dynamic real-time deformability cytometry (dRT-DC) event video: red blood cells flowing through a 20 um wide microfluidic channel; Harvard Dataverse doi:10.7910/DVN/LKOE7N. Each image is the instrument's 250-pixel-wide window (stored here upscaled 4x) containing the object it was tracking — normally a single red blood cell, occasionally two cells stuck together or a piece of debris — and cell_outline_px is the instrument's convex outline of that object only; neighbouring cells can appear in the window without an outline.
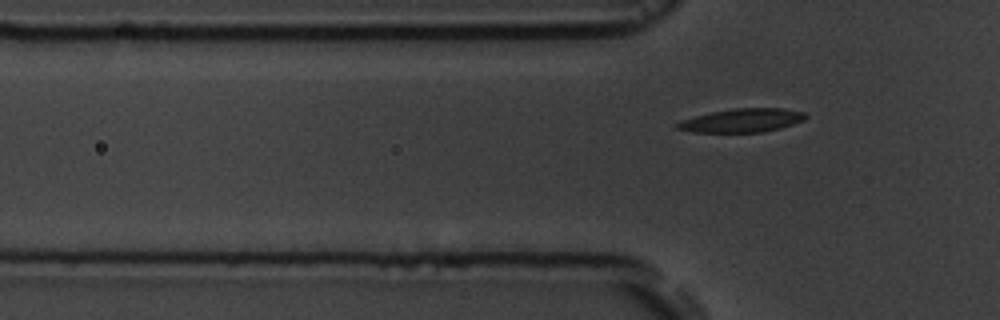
{"species": "common noctule bat (a hibernating species)", "species_latin": "Nyctalus noctula", "temperature_condition": "room temperature", "stored_images_in_passage": 7, "segment_of_instrument_passage": [2, 2], "camera_frame_rate_fps": 3000, "um_per_image_px": 0.085, "animal": {"sex": "male", "body_mass_g": 19.5, "forearm_length_mm": 54.6}, "frame": {"image": 1, "passage_image": 7, "time_ms": 7.667, "image_size_px": [1000, 320], "cell_outline_px": [[808, 116], [804, 120], [780, 128], [764, 132], [696, 132], [676, 128], [676, 124], [680, 120], [712, 112], [736, 108], [784, 108], [804, 112]], "centroid_in_image_um": [63.11, 10.23], "position_along_channel_um": 62.7, "area_um2": 17.51}}